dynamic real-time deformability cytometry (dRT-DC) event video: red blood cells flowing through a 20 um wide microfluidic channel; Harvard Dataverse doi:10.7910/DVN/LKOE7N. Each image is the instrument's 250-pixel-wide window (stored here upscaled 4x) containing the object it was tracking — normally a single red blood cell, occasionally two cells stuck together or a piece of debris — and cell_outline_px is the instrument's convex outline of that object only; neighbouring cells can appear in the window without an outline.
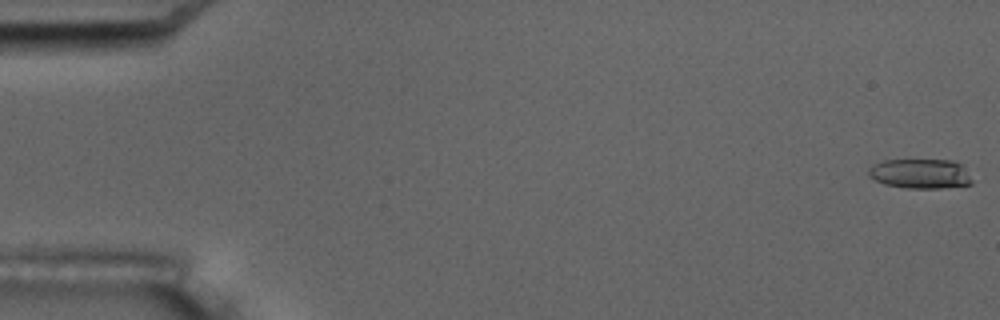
{"species": "common noctule bat (a hibernating species)", "species_latin": "Nyctalus noctula", "temperature_condition": "room temperature", "stored_images_in_passage": 6, "camera_frame_rate_fps": 3000, "um_per_image_px": 0.085, "animal": {"sex": "male", "body_mass_g": 17.5, "forearm_length_mm": 52.3}, "frame": {"image": 1, "passage_image": 1, "time_ms": 0.0, "image_size_px": [1000, 320], "cell_outline_px": [[972, 184], [940, 188], [908, 188], [884, 184], [868, 176], [868, 168], [872, 164], [884, 160], [952, 160], [960, 164], [972, 180]], "centroid_in_image_um": [78.18, 14.76], "position_along_channel_um": 6.8, "area_um2": 17.8}}
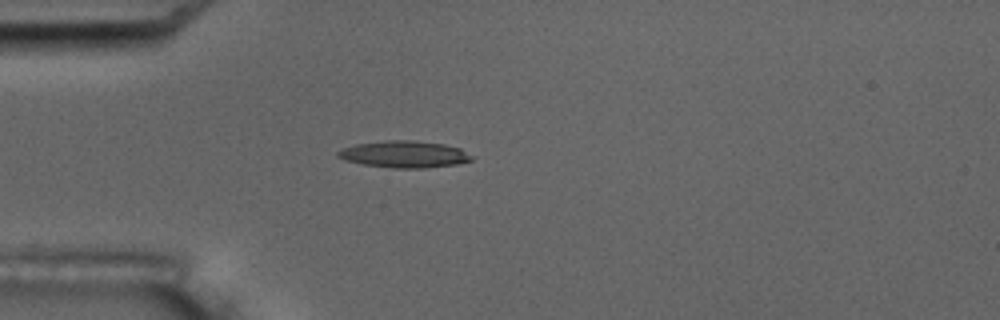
{"frame": {"image": 2, "passage_image": 5, "time_ms": 5.333, "image_size_px": [1000, 320], "cell_outline_px": [[476, 156], [472, 160], [456, 164], [424, 168], [392, 168], [364, 164], [344, 160], [336, 156], [336, 152], [344, 148], [356, 144], [388, 140], [416, 140], [444, 144], [460, 148]], "centroid_in_image_um": [34.4, 13.11], "position_along_channel_um": 50.6, "area_um2": 20.98}}